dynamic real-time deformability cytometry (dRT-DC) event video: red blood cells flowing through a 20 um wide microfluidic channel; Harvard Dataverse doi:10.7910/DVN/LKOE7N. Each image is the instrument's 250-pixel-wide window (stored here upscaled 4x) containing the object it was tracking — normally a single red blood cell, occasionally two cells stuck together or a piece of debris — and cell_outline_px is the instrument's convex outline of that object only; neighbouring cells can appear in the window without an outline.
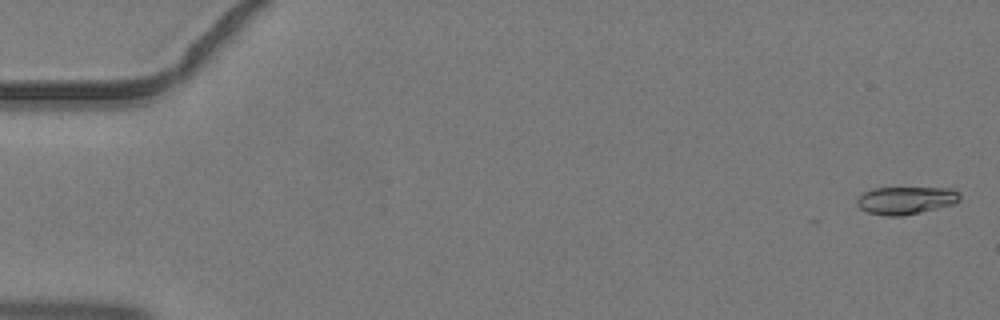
{"species": "common noctule bat (a hibernating species)", "species_latin": "Nyctalus noctula", "temperature_condition": "warm", "stored_images_in_passage": 4, "camera_frame_rate_fps": 3000, "um_per_image_px": 0.085, "animal": {"sex": "male", "body_mass_g": 19.2, "forearm_length_mm": 51.8}, "frame": {"image": 1, "passage_image": 1, "time_ms": 0.0, "image_size_px": [1000, 320], "cell_outline_px": [[960, 200], [952, 204], [904, 216], [884, 216], [868, 212], [860, 208], [856, 204], [856, 200], [864, 192], [872, 188], [952, 188], [960, 192]], "centroid_in_image_um": [76.99, 17.02], "position_along_channel_um": 8.0, "area_um2": 16.59}}
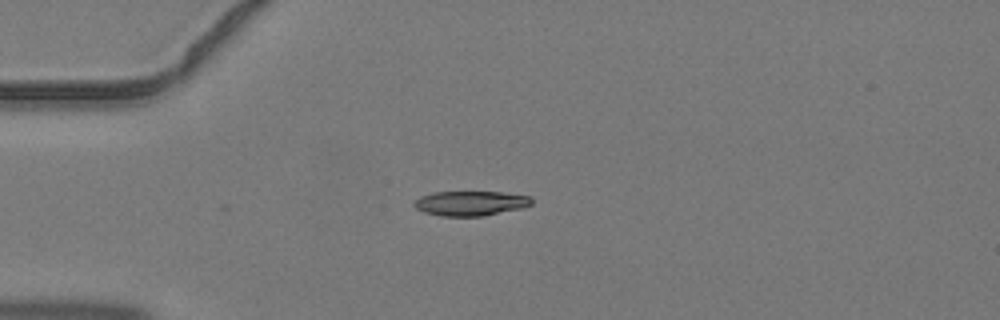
{"frame": {"image": 2, "passage_image": 4, "time_ms": 1.0, "image_size_px": [1000, 320], "cell_outline_px": [[532, 204], [524, 208], [484, 216], [440, 216], [424, 212], [416, 208], [412, 204], [420, 196], [432, 192], [504, 192], [532, 196]], "centroid_in_image_um": [40.03, 17.28], "position_along_channel_um": 45.0, "area_um2": 17.17}}